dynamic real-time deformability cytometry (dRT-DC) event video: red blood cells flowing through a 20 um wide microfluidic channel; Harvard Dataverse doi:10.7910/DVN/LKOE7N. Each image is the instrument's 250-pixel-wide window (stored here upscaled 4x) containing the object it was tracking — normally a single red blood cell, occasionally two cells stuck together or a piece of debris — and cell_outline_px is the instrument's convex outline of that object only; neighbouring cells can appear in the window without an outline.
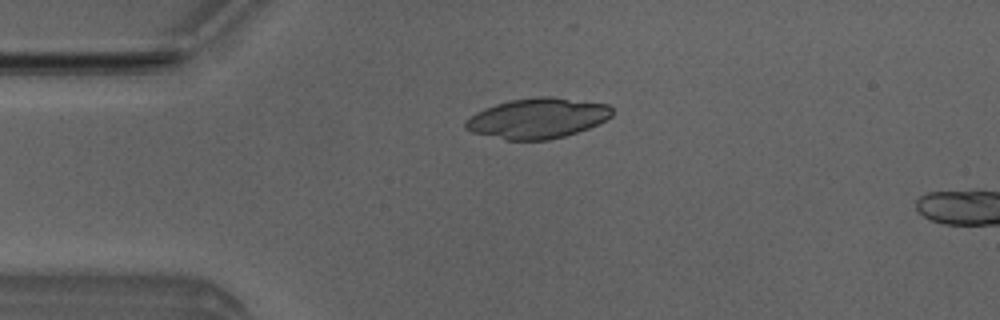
{"species": "Egyptian fruit bat (a non-hibernating species)", "species_latin": "Rousettus aegyptiacus", "temperature_condition": "room temperature", "stored_images_in_passage": 6, "camera_frame_rate_fps": 3000, "um_per_image_px": 0.085, "animal": {"sex": "male"}, "frame": {"image": 1, "passage_image": 4, "time_ms": 3.667, "image_size_px": [1000, 320], "cell_outline_px": [[612, 116], [588, 128], [564, 136], [548, 140], [504, 140], [472, 132], [464, 128], [464, 120], [468, 116], [484, 108], [496, 104], [512, 100], [536, 96], [552, 96], [608, 104], [612, 108]], "centroid_in_image_um": [45.64, 10.05], "position_along_channel_um": 39.4, "area_um2": 34.51}}